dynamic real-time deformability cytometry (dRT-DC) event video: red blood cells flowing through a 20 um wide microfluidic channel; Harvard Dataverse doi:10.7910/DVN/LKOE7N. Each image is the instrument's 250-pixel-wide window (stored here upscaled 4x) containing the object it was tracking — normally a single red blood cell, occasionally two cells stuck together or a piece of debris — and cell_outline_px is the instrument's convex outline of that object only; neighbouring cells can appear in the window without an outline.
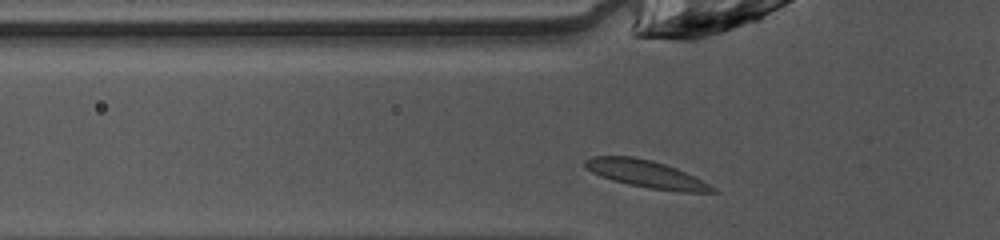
{"species": "common noctule bat (a hibernating species)", "species_latin": "Nyctalus noctula", "temperature_condition": "warm", "stored_images_in_passage": 27, "camera_frame_rate_fps": 3000, "um_per_image_px": 0.085, "animal": {"sex": "female", "body_mass_g": 10.0, "forearm_length_mm": 53.1}, "frame": {"image": 1, "passage_image": 2, "time_ms": 0.333, "image_size_px": [1000, 240], "cell_outline_px": [[720, 192], [680, 192], [648, 188], [628, 184], [612, 180], [600, 176], [592, 172], [584, 164], [584, 160], [592, 156], [632, 156], [652, 160], [676, 168], [716, 188]], "centroid_in_image_um": [54.9, 14.79], "position_along_channel_um": 70.9, "area_um2": 20.11}}
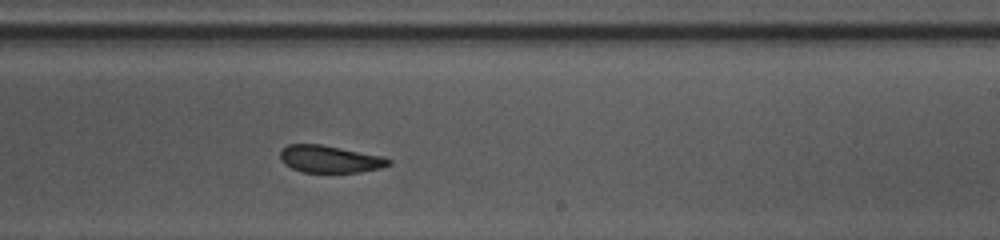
{"frame": {"image": 2, "passage_image": 16, "time_ms": 5.0, "image_size_px": [1000, 240], "cell_outline_px": [[392, 164], [380, 168], [360, 172], [304, 172], [292, 168], [284, 164], [280, 160], [280, 152], [288, 144], [320, 144], [384, 156], [392, 160]], "centroid_in_image_um": [28.06, 13.52], "position_along_channel_um": 260.9, "area_um2": 17.22}}
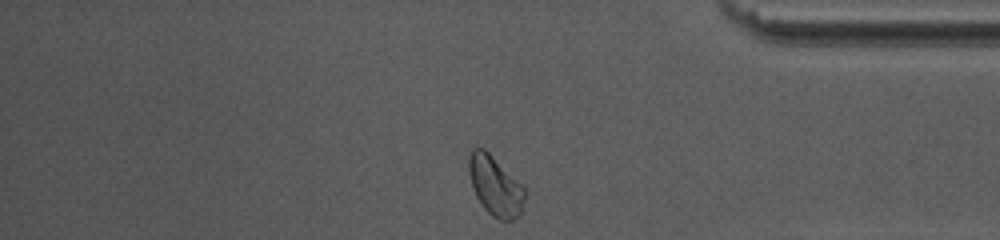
{"frame": {"image": 3, "passage_image": 27, "time_ms": 8.667, "image_size_px": [1000, 240], "cell_outline_px": [[528, 192], [520, 216], [512, 220], [500, 220], [492, 216], [484, 208], [476, 196], [472, 188], [468, 172], [468, 156], [472, 148], [484, 148]], "centroid_in_image_um": [42.09, 15.82], "position_along_channel_um": 393.1, "area_um2": 19.48}, "authors_computed_cell_mechanics": {"area_um2": 18.785, "velocity_mm_per_s": 4.0589, "shape_relaxation_time_tau1_ms": null, "shape_relaxation_time_tau2_ms": 1.0499, "deformation_change_tau1": null, "deformation_change_tau2": 0.0531}}